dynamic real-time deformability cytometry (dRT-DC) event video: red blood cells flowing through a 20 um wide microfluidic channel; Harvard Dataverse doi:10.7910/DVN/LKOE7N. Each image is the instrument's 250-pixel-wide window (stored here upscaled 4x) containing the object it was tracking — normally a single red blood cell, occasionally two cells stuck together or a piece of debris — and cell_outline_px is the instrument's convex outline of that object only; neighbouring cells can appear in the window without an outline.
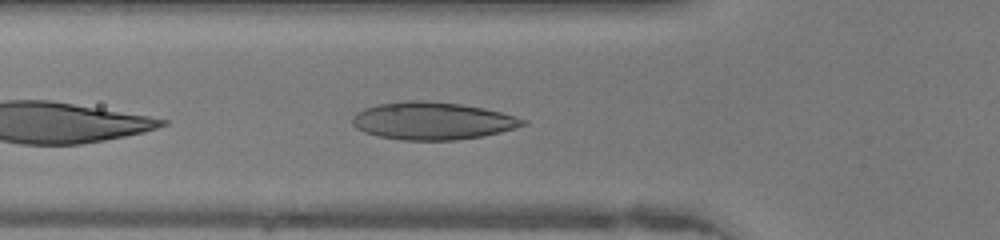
{"species": "human", "species_latin": "Homo sapiens", "temperature_condition": "warm", "stored_images_in_passage": 34, "camera_frame_rate_fps": 3000, "um_per_image_px": 0.085, "donor": {"sex": "female"}, "frame": {"image": 1, "passage_image": 3, "time_ms": 0.667, "image_size_px": [1000, 240], "cell_outline_px": [[528, 124], [516, 128], [484, 136], [456, 140], [400, 140], [376, 136], [364, 132], [356, 128], [352, 124], [352, 116], [356, 112], [364, 108], [376, 104], [400, 100], [424, 100], [460, 104], [484, 108], [516, 116], [528, 120]], "centroid_in_image_um": [36.74, 10.27], "position_along_channel_um": 89.1, "area_um2": 37.8}}
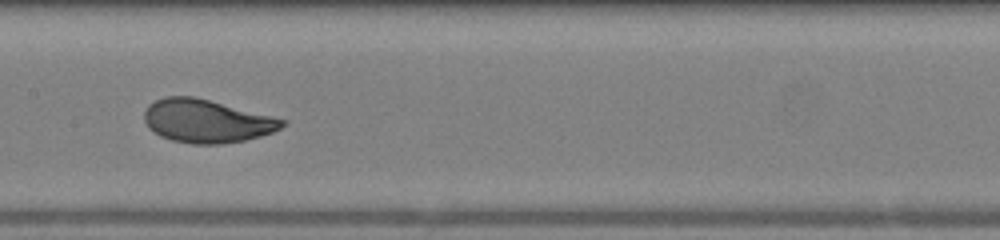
{"frame": {"image": 2, "passage_image": 10, "time_ms": 3.0, "image_size_px": [1000, 240], "cell_outline_px": [[288, 120], [280, 128], [272, 132], [260, 136], [244, 140], [220, 144], [192, 144], [172, 140], [160, 136], [148, 128], [144, 120], [144, 112], [148, 104], [164, 96], [192, 96]], "centroid_in_image_um": [17.52, 10.29], "position_along_channel_um": 189.9, "area_um2": 34.51}}
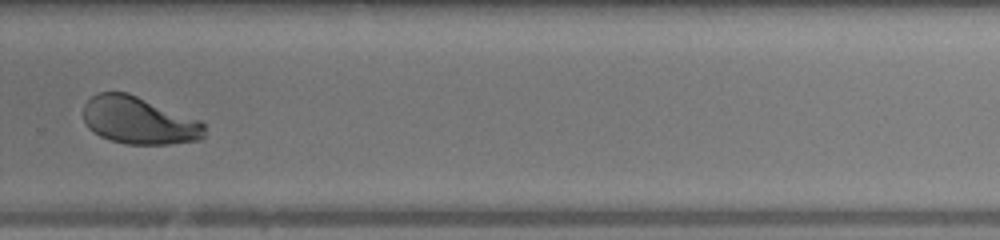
{"frame": {"image": 3, "passage_image": 19, "time_ms": 6.0, "image_size_px": [1000, 240], "cell_outline_px": [[204, 136], [200, 140], [168, 144], [128, 144], [108, 140], [92, 132], [88, 128], [84, 120], [84, 104], [92, 96], [100, 92], [128, 92], [200, 120], [204, 124]], "centroid_in_image_um": [11.79, 10.24], "position_along_channel_um": 318.0, "area_um2": 33.52}, "authors_computed_cell_mechanics": {"area_um2": 34.4199, "velocity_mm_per_s": 4.2901, "shape_relaxation_time_tau1_ms": 3.1913, "shape_relaxation_time_tau2_ms": null, "deformation_change_tau1": 0.1714, "deformation_change_tau2": null}}